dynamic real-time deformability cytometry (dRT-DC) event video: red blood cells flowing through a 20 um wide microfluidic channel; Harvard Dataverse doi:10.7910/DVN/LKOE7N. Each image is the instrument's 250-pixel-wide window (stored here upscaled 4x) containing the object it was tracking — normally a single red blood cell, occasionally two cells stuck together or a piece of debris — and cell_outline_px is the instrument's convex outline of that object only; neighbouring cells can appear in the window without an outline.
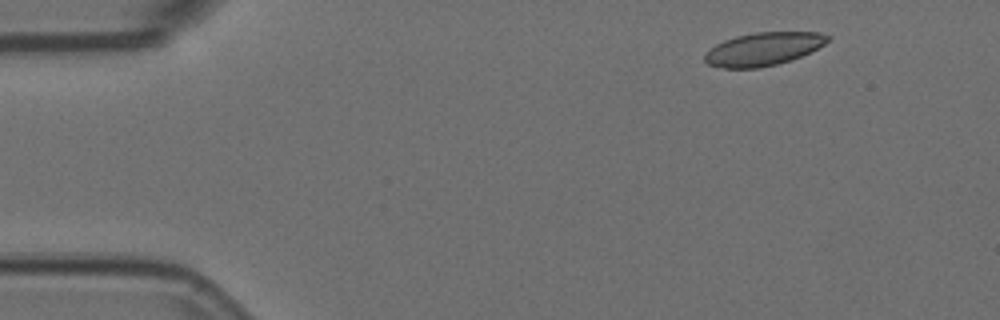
{"species": "Egyptian fruit bat (a non-hibernating species)", "species_latin": "Rousettus aegyptiacus", "temperature_condition": "room temperature", "stored_images_in_passage": 6, "camera_frame_rate_fps": 3000, "um_per_image_px": 0.085, "animal": {"sex": "female"}, "frame": {"image": 1, "passage_image": 2, "time_ms": 0.333, "image_size_px": [1000, 320], "cell_outline_px": [[832, 36], [824, 44], [792, 60], [776, 64], [756, 68], [724, 68], [708, 64], [704, 60], [704, 56], [716, 44], [724, 40], [736, 36], [756, 32], [820, 32]], "centroid_in_image_um": [64.89, 4.16], "position_along_channel_um": 20.1, "area_um2": 23.47}}
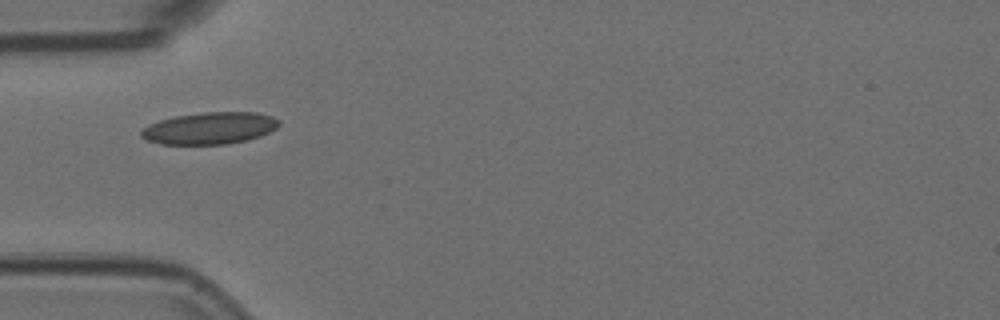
{"frame": {"image": 2, "passage_image": 5, "time_ms": 1.333, "image_size_px": [1000, 320], "cell_outline_px": [[280, 124], [276, 128], [260, 136], [228, 144], [160, 144], [144, 140], [140, 136], [140, 132], [148, 124], [160, 120], [176, 116], [204, 112], [256, 112], [272, 116], [280, 120]], "centroid_in_image_um": [17.8, 10.89], "position_along_channel_um": 67.2, "area_um2": 25.66}}
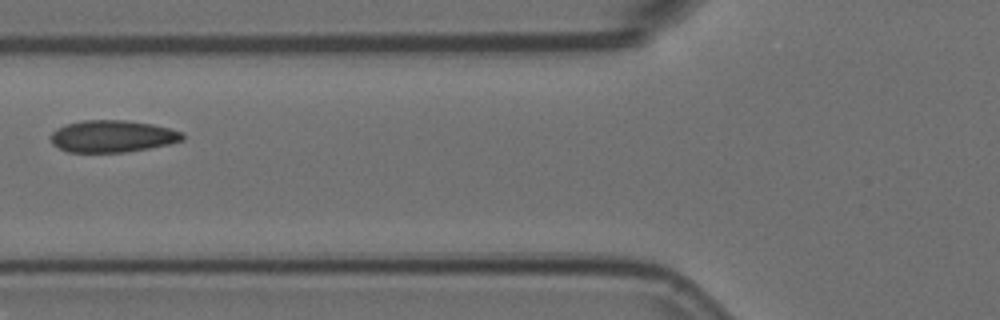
{"frame": {"image": 3, "passage_image": 6, "time_ms": 1.667, "image_size_px": [1000, 320], "cell_outline_px": [[184, 140], [168, 144], [148, 148], [124, 152], [68, 152], [52, 144], [52, 132], [56, 128], [64, 124], [84, 120], [124, 120], [152, 124], [184, 132]], "centroid_in_image_um": [9.55, 11.57], "position_along_channel_um": 116.2, "area_um2": 24.51}}